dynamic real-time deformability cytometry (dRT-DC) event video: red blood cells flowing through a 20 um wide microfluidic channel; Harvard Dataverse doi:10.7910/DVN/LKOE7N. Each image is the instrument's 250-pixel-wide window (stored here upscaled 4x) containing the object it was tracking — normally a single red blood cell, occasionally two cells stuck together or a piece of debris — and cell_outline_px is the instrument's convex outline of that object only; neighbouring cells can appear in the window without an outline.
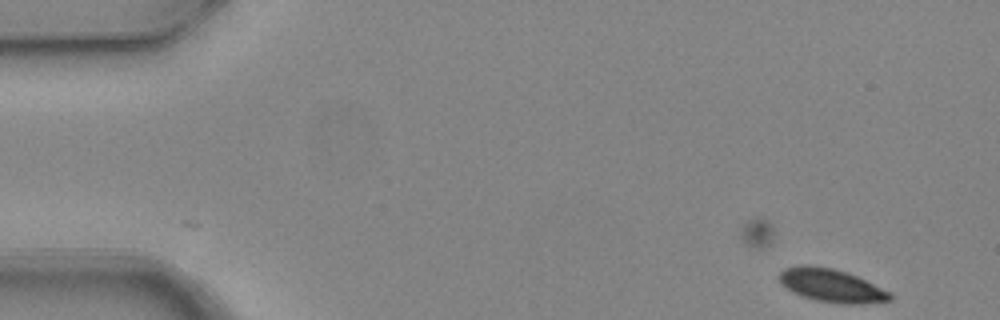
{"species": "common noctule bat (a hibernating species)", "species_latin": "Nyctalus noctula", "temperature_condition": "warm", "stored_images_in_passage": 3, "camera_frame_rate_fps": 3000, "um_per_image_px": 0.085, "animal": {"sex": "female", "body_mass_g": 24.6, "forearm_length_mm": 56.2}, "frame": {"image": 1, "passage_image": 3, "time_ms": 0.667, "image_size_px": [1000, 320], "cell_outline_px": [[892, 300], [864, 304], [840, 304], [816, 300], [792, 292], [780, 284], [780, 272], [784, 268], [804, 264], [808, 264], [832, 268], [856, 276], [888, 292], [892, 296]], "centroid_in_image_um": [70.63, 24.27], "position_along_channel_um": 14.4, "area_um2": 21.15}}